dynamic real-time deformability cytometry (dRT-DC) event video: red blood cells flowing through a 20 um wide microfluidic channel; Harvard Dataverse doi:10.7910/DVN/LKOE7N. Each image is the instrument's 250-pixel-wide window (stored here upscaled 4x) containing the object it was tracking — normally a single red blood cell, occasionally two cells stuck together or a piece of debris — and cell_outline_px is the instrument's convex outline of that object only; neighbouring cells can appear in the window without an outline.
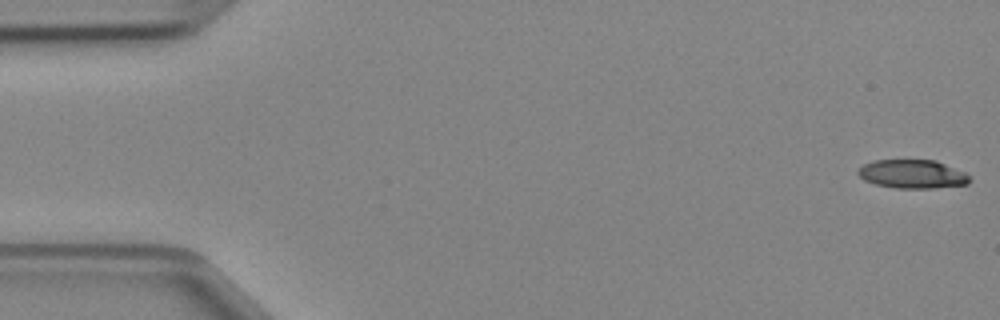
{"species": "Egyptian fruit bat (a non-hibernating species)", "species_latin": "Rousettus aegyptiacus", "temperature_condition": "cold", "stored_images_in_passage": 47, "camera_frame_rate_fps": 3000, "um_per_image_px": 0.085, "animal": {"sex": "female"}, "frame": {"image": 1, "passage_image": 1, "time_ms": 0.0, "image_size_px": [1000, 320], "cell_outline_px": [[972, 180], [968, 184], [936, 188], [896, 188], [876, 184], [864, 180], [856, 172], [864, 164], [872, 160], [936, 160], [964, 172]], "centroid_in_image_um": [77.56, 14.79], "position_along_channel_um": 7.4, "area_um2": 18.61}}
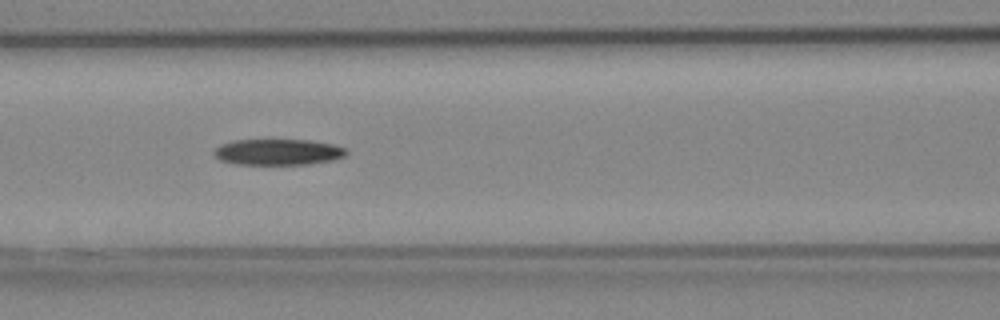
{"frame": {"image": 2, "passage_image": 20, "time_ms": 6.333, "image_size_px": [1000, 320], "cell_outline_px": [[348, 152], [344, 156], [332, 160], [308, 164], [236, 164], [220, 160], [212, 156], [212, 152], [220, 144], [232, 140], [308, 140], [332, 144], [348, 148]], "centroid_in_image_um": [23.6, 12.92], "position_along_channel_um": 143.0, "area_um2": 20.17}}
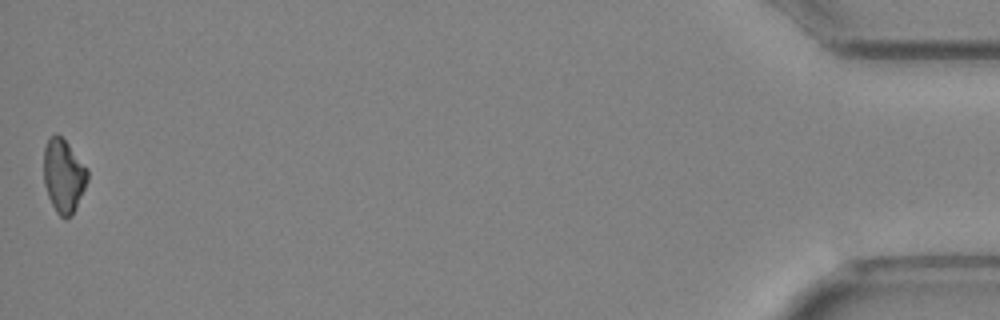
{"frame": {"image": 3, "passage_image": 47, "time_ms": 15.333, "image_size_px": [1000, 320], "cell_outline_px": [[88, 180], [76, 208], [72, 216], [64, 220], [56, 212], [48, 196], [44, 184], [44, 148], [48, 140], [56, 132], [68, 144], [88, 168]], "centroid_in_image_um": [5.41, 14.97], "position_along_channel_um": 429.8, "area_um2": 18.79}}